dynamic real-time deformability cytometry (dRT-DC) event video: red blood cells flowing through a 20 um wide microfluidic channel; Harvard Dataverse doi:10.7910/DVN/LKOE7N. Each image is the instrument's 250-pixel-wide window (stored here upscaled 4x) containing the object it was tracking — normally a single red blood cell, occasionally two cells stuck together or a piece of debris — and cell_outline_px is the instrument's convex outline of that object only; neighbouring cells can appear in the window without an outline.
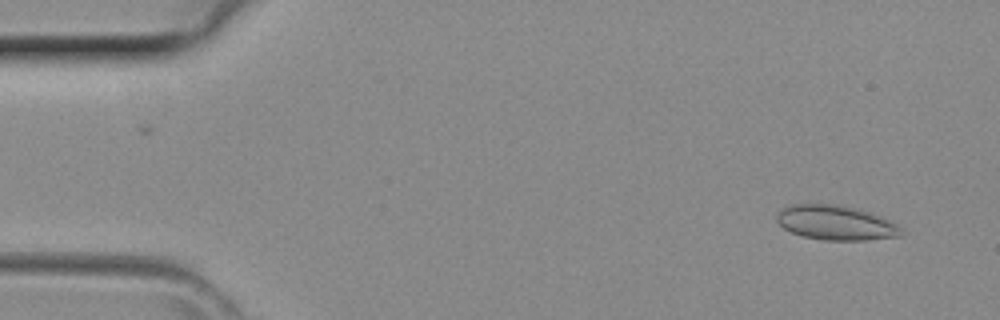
{"species": "common noctule bat (a hibernating species)", "species_latin": "Nyctalus noctula", "temperature_condition": "room temperature", "stored_images_in_passage": 42, "camera_frame_rate_fps": 3000, "um_per_image_px": 0.085, "animal": {"sex": "female", "body_mass_g": 29.2, "forearm_length_mm": 56.3}, "frame": {"image": 1, "passage_image": 2, "time_ms": 0.333, "image_size_px": [1000, 320], "cell_outline_px": [[904, 236], [868, 240], [824, 240], [804, 236], [792, 232], [784, 228], [776, 220], [776, 216], [788, 204], [836, 204], [868, 212], [888, 220], [896, 224], [900, 228]], "centroid_in_image_um": [71.04, 18.94], "position_along_channel_um": 14.0, "area_um2": 24.8}}
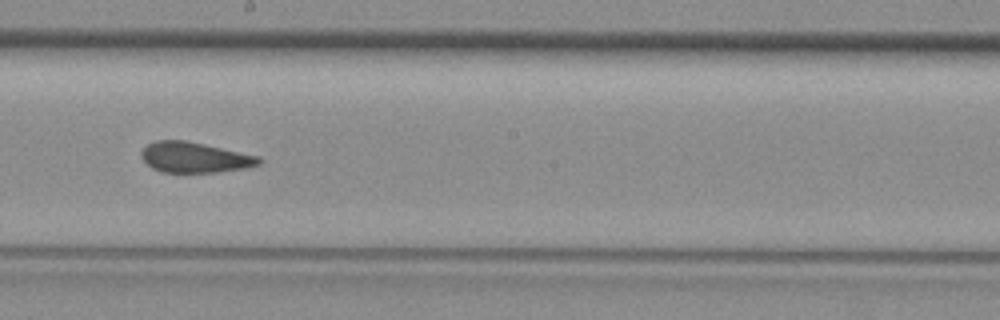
{"frame": {"image": 2, "passage_image": 22, "time_ms": 7.0, "image_size_px": [1000, 320], "cell_outline_px": [[264, 160], [260, 164], [244, 168], [216, 172], [160, 172], [152, 168], [140, 156], [140, 152], [148, 144], [156, 140], [184, 140], [204, 144], [260, 156]], "centroid_in_image_um": [16.55, 13.38], "position_along_channel_um": 231.6, "area_um2": 20.87}}
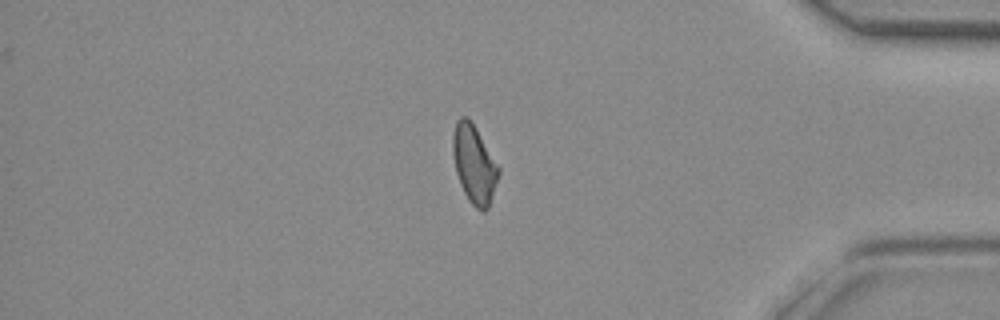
{"frame": {"image": 3, "passage_image": 34, "time_ms": 11.0, "image_size_px": [1000, 320], "cell_outline_px": [[500, 172], [488, 208], [484, 212], [480, 212], [468, 200], [460, 184], [456, 172], [452, 152], [452, 132], [456, 120], [460, 116], [468, 116], [472, 120], [500, 168]], "centroid_in_image_um": [40.29, 13.91], "position_along_channel_um": 394.9, "area_um2": 21.15}}